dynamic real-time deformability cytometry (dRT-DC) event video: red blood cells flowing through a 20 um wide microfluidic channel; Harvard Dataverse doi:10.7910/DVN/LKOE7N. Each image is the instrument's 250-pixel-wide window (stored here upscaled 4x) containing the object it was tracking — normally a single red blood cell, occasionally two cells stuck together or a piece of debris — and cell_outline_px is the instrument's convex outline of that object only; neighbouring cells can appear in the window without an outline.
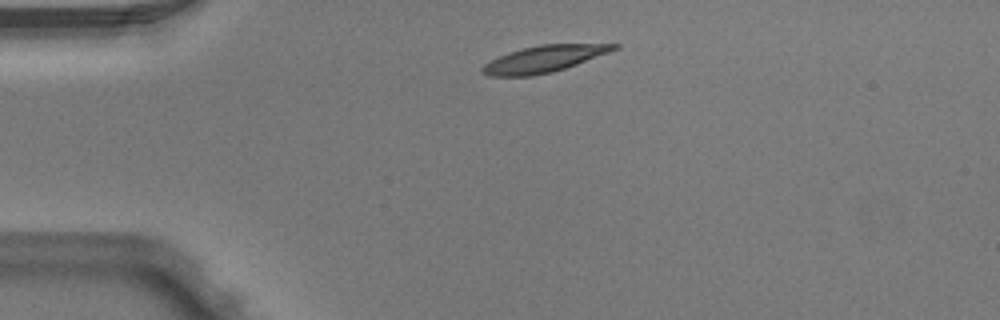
{"species": "Egyptian fruit bat (a non-hibernating species)", "species_latin": "Rousettus aegyptiacus", "temperature_condition": "warm", "stored_images_in_passage": 3, "camera_frame_rate_fps": 3000, "um_per_image_px": 0.085, "animal": {"sex": "male"}, "frame": {"image": 1, "passage_image": 1, "time_ms": 0.0, "image_size_px": [1000, 320], "cell_outline_px": [[620, 48], [576, 64], [552, 72], [532, 76], [488, 76], [480, 72], [480, 68], [484, 64], [508, 52], [540, 44], [620, 44]], "centroid_in_image_um": [46.21, 5.01], "position_along_channel_um": 38.8, "area_um2": 20.23}}
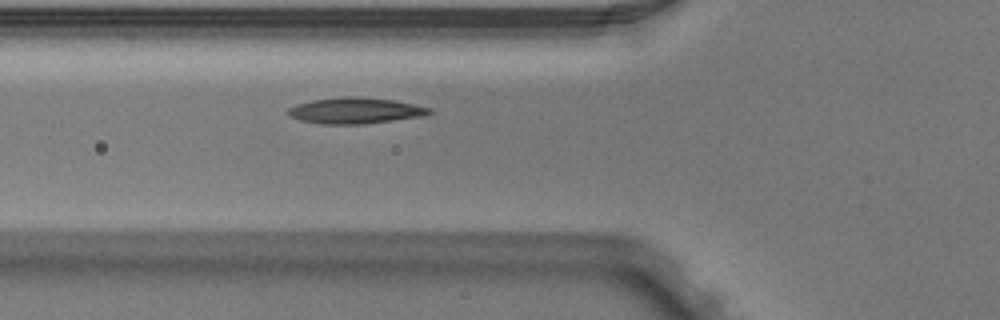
{"frame": {"image": 2, "passage_image": 3, "time_ms": 0.667, "image_size_px": [1000, 320], "cell_outline_px": [[436, 112], [420, 116], [364, 124], [320, 124], [300, 120], [288, 116], [284, 112], [288, 108], [296, 104], [312, 100], [344, 96], [356, 96], [392, 100], [432, 108]], "centroid_in_image_um": [30.14, 9.4], "position_along_channel_um": 95.7, "area_um2": 21.5}}